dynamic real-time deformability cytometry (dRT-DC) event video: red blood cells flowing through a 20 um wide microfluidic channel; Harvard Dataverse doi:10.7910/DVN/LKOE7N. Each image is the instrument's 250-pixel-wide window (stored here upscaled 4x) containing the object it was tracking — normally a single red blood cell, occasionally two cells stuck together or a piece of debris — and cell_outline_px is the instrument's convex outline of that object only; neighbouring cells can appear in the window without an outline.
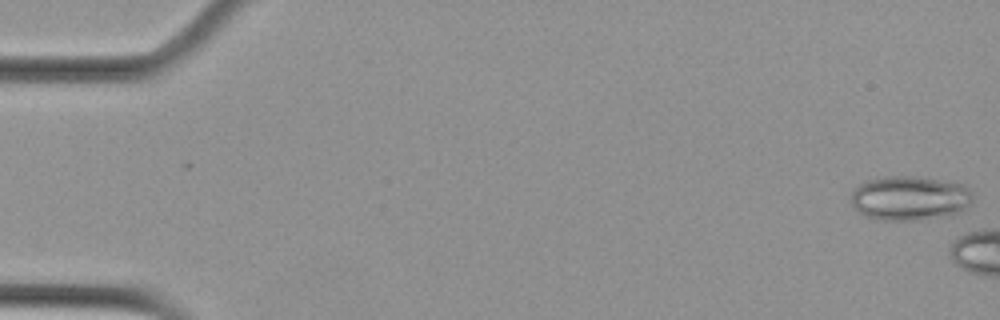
{"species": "Egyptian fruit bat (a non-hibernating species)", "species_latin": "Rousettus aegyptiacus", "temperature_condition": "cold", "stored_images_in_passage": 9, "camera_frame_rate_fps": 3000, "um_per_image_px": 0.085, "animal": {"sex": "female"}, "frame": {"image": 1, "passage_image": 1, "time_ms": 0.0, "image_size_px": [1000, 320], "cell_outline_px": [[972, 204], [964, 212], [952, 216], [920, 220], [880, 220], [864, 216], [852, 204], [852, 192], [860, 184], [868, 180], [888, 176], [908, 176], [964, 184], [972, 192]], "centroid_in_image_um": [77.4, 16.87], "position_along_channel_um": 7.6, "area_um2": 31.73}}